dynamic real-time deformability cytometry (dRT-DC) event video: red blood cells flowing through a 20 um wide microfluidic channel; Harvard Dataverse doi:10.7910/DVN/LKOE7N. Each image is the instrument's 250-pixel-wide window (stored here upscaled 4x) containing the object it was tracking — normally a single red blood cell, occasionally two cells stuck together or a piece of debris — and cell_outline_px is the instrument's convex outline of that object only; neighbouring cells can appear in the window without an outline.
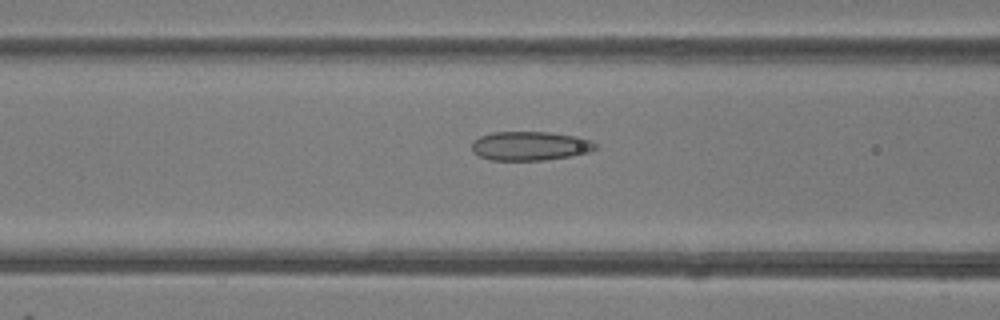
{"species": "common noctule bat (a hibernating species)", "species_latin": "Nyctalus noctula", "temperature_condition": "room temperature", "stored_images_in_passage": 7, "camera_frame_rate_fps": 3000, "um_per_image_px": 0.085, "animal": {"sex": "female"}, "frame": {"image": 1, "passage_image": 7, "time_ms": 7.667, "image_size_px": [1000, 320], "cell_outline_px": [[596, 148], [588, 152], [572, 156], [544, 160], [488, 160], [472, 152], [472, 140], [480, 136], [492, 132], [548, 132], [576, 136], [592, 140], [596, 144]], "centroid_in_image_um": [45.03, 12.4], "position_along_channel_um": 121.6, "area_um2": 21.04}}